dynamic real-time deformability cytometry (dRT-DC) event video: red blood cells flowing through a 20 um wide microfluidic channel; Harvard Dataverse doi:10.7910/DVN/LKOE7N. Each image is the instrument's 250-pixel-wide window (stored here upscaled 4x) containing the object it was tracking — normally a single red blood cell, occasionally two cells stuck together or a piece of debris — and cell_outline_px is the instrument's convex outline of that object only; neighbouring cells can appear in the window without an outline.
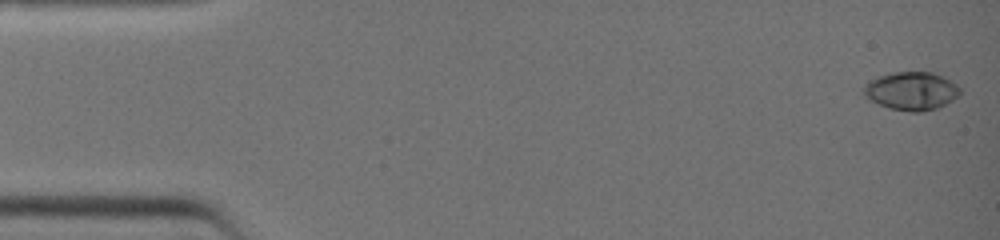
{"species": "common noctule bat (a hibernating species)", "species_latin": "Nyctalus noctula", "temperature_condition": "warm", "stored_images_in_passage": 40, "camera_frame_rate_fps": 3000, "um_per_image_px": 0.085, "animal": {"sex": "female", "body_mass_g": 19.0, "forearm_length_mm": 51.5}, "frame": {"image": 1, "passage_image": 1, "time_ms": 0.0, "image_size_px": [1000, 240], "cell_outline_px": [[960, 96], [936, 108], [920, 112], [912, 112], [892, 108], [880, 104], [864, 96], [860, 92], [864, 84], [868, 80], [876, 76], [892, 72], [932, 72], [944, 76], [956, 84], [960, 88]], "centroid_in_image_um": [77.44, 7.71], "position_along_channel_um": 7.6, "area_um2": 21.62}}
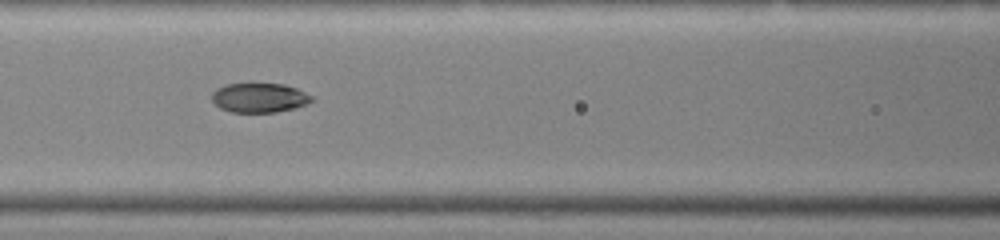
{"frame": {"image": 2, "passage_image": 18, "time_ms": 5.667, "image_size_px": [1000, 240], "cell_outline_px": [[316, 100], [308, 104], [296, 108], [272, 112], [232, 112], [220, 108], [212, 100], [212, 92], [216, 88], [224, 84], [284, 84], [296, 88], [316, 96]], "centroid_in_image_um": [22.11, 8.3], "position_along_channel_um": 144.5, "area_um2": 17.34}}
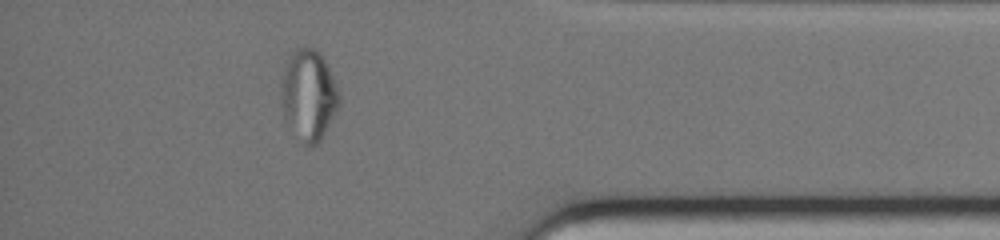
{"frame": {"image": 3, "passage_image": 35, "time_ms": 11.333, "image_size_px": [1000, 240], "cell_outline_px": [[340, 100], [324, 136], [316, 144], [304, 144], [284, 120], [280, 100], [284, 60], [296, 48], [316, 48], [320, 52], [328, 64], [336, 84], [340, 96]], "centroid_in_image_um": [26.21, 8.03], "position_along_channel_um": 409.0, "area_um2": 30.87}}